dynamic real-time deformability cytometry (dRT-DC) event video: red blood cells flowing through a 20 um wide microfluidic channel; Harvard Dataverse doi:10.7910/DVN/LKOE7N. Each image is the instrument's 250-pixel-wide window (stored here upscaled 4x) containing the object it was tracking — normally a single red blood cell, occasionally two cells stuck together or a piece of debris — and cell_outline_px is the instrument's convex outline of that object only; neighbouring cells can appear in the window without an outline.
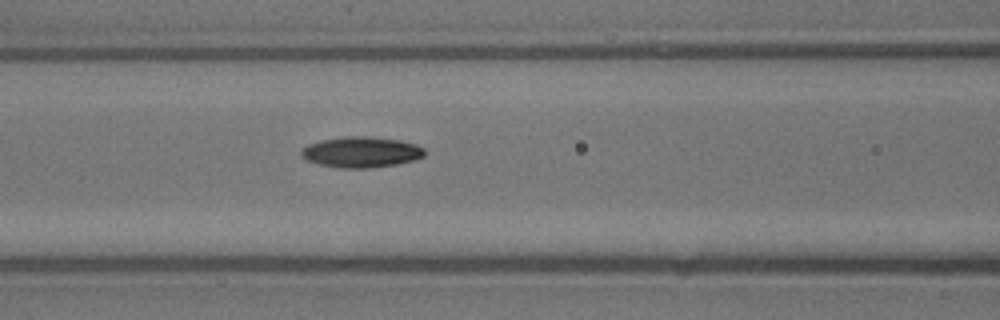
{"species": "common noctule bat (a hibernating species)", "species_latin": "Nyctalus noctula", "temperature_condition": "warm", "stored_images_in_passage": 5, "camera_frame_rate_fps": 3000, "um_per_image_px": 0.085, "animal": {"sex": "male", "body_mass_g": 13.3}, "frame": {"image": 1, "passage_image": 4, "time_ms": 1.0, "image_size_px": [1000, 320], "cell_outline_px": [[424, 156], [416, 160], [396, 164], [368, 168], [340, 168], [320, 164], [308, 160], [300, 156], [300, 152], [308, 144], [320, 140], [344, 136], [368, 136], [400, 140], [416, 144], [424, 148]], "centroid_in_image_um": [30.71, 12.92], "position_along_channel_um": 135.9, "area_um2": 22.14}}